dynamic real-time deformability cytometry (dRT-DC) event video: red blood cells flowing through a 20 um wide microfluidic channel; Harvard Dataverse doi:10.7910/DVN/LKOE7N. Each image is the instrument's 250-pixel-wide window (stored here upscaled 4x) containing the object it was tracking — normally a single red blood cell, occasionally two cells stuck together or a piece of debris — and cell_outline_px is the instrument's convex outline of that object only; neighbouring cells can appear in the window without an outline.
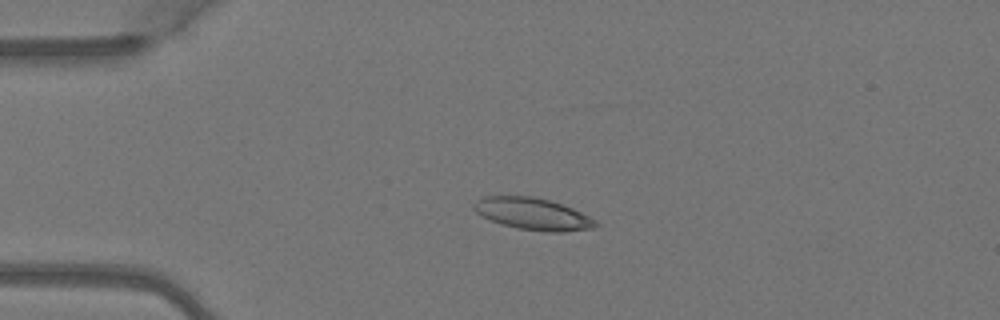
{"species": "Egyptian fruit bat (a non-hibernating species)", "species_latin": "Rousettus aegyptiacus", "temperature_condition": "warm", "stored_images_in_passage": 3, "camera_frame_rate_fps": 3000, "um_per_image_px": 0.085, "animal": {"sex": "female"}, "frame": {"image": 1, "passage_image": 2, "time_ms": 0.333, "image_size_px": [1000, 320], "cell_outline_px": [[600, 224], [592, 228], [564, 232], [548, 232], [516, 228], [492, 220], [476, 212], [472, 208], [472, 204], [480, 196], [532, 196], [548, 200], [572, 208], [596, 220]], "centroid_in_image_um": [45.27, 18.17], "position_along_channel_um": 39.7, "area_um2": 22.48}}